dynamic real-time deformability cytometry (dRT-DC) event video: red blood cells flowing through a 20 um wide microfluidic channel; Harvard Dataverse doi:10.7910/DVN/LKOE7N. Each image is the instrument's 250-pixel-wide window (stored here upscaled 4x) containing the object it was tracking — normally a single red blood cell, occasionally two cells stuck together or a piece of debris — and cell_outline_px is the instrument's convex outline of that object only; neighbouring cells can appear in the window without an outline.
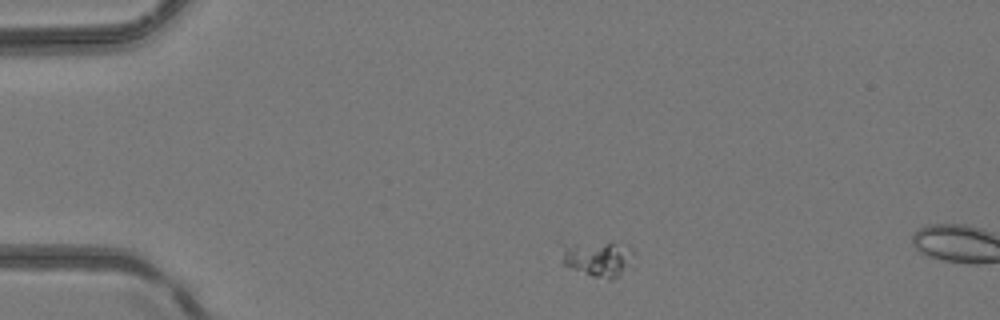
{"species": "common noctule bat (a hibernating species)", "species_latin": "Nyctalus noctula", "temperature_condition": "room temperature", "stored_images_in_passage": 2, "camera_frame_rate_fps": 3000, "um_per_image_px": 0.085, "animal": {"sex": "female", "body_mass_g": 24.6, "forearm_length_mm": 56.2}, "frame": {"image": 1, "passage_image": 1, "time_ms": 0.0, "image_size_px": [1000, 320], "cell_outline_px": [[624, 264], [620, 276], [608, 280], [592, 276], [572, 268], [564, 264], [560, 260], [564, 244], [612, 244], [624, 256]], "centroid_in_image_um": [50.5, 22.07], "position_along_channel_um": 34.5, "area_um2": 12.72}}